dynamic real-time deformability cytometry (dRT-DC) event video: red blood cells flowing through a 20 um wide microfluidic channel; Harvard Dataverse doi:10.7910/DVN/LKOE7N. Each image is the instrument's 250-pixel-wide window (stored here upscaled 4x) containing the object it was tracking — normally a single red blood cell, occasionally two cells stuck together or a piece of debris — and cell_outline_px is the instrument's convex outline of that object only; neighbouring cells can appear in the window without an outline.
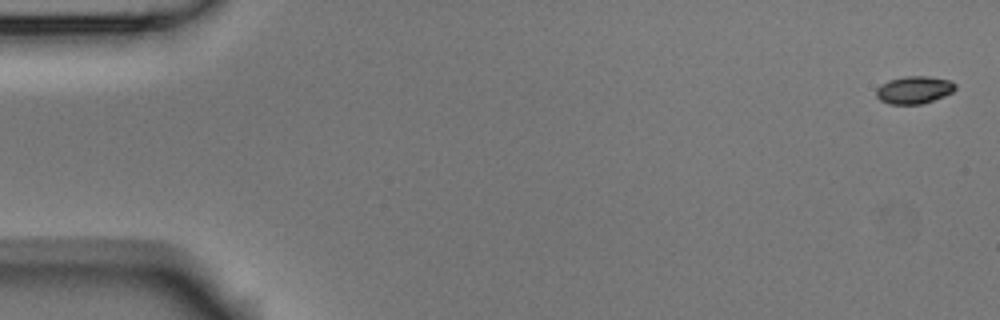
{"species": "Egyptian fruit bat (a non-hibernating species)", "species_latin": "Rousettus aegyptiacus", "temperature_condition": "room temperature", "stored_images_in_passage": 5, "camera_frame_rate_fps": 3000, "um_per_image_px": 0.085, "animal": {"sex": "male"}, "frame": {"image": 1, "passage_image": 1, "time_ms": 0.0, "image_size_px": [1000, 320], "cell_outline_px": [[956, 88], [952, 92], [944, 96], [920, 104], [888, 104], [880, 100], [876, 96], [876, 88], [880, 84], [888, 80], [904, 76], [928, 76], [952, 80], [956, 84]], "centroid_in_image_um": [77.69, 7.63], "position_along_channel_um": 7.3, "area_um2": 12.83}}